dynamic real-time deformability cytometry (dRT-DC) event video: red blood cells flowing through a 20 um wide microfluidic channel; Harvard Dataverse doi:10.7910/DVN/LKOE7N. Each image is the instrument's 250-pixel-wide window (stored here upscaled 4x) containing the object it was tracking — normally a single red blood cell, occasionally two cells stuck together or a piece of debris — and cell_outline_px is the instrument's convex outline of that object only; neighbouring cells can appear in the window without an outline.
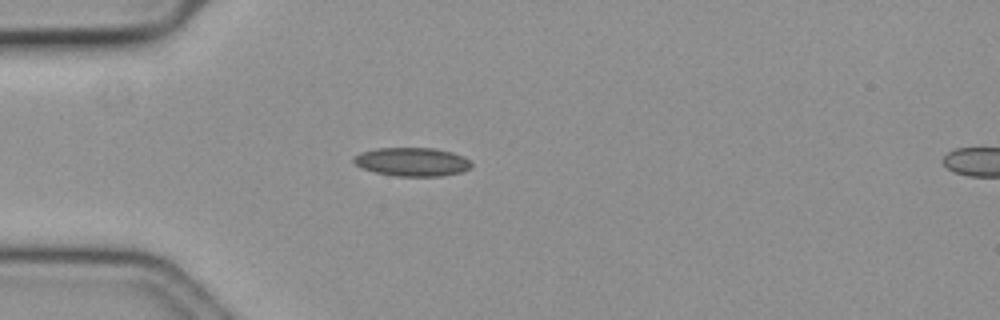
{"species": "common noctule bat (a hibernating species)", "species_latin": "Nyctalus noctula", "temperature_condition": "cold", "stored_images_in_passage": 52, "camera_frame_rate_fps": 3000, "um_per_image_px": 0.085, "animal": {"sex": "female", "body_mass_g": 19.3, "forearm_length_mm": 54.1}, "frame": {"image": 1, "passage_image": 10, "time_ms": 3.0, "image_size_px": [1000, 320], "cell_outline_px": [[472, 164], [468, 168], [460, 172], [440, 176], [396, 176], [376, 172], [364, 168], [356, 164], [352, 160], [352, 156], [360, 152], [376, 148], [436, 148], [452, 152], [464, 156]], "centroid_in_image_um": [35.0, 13.74], "position_along_channel_um": 50.0, "area_um2": 19.54}}
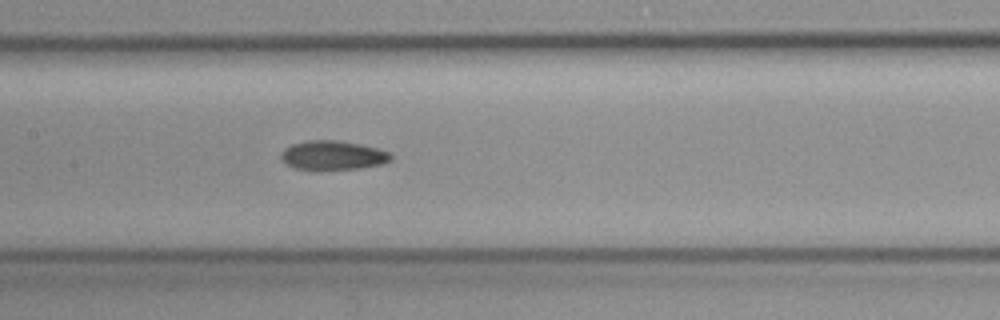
{"frame": {"image": 2, "passage_image": 22, "time_ms": 7.0, "image_size_px": [1000, 320], "cell_outline_px": [[392, 160], [384, 164], [360, 168], [296, 168], [280, 160], [280, 152], [284, 148], [292, 144], [308, 140], [336, 140], [360, 144], [376, 148], [388, 152], [392, 156]], "centroid_in_image_um": [28.29, 13.18], "position_along_channel_um": 179.1, "area_um2": 18.32}}
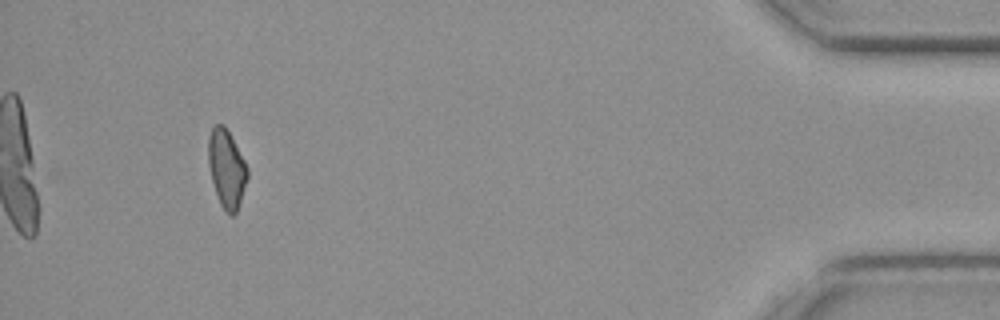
{"frame": {"image": 3, "passage_image": 48, "time_ms": 15.667, "image_size_px": [1000, 320], "cell_outline_px": [[248, 176], [236, 212], [232, 216], [228, 216], [220, 204], [212, 180], [208, 164], [208, 136], [212, 128], [216, 124], [224, 124], [244, 160], [248, 168]], "centroid_in_image_um": [19.25, 14.33], "position_along_channel_um": 416.0, "area_um2": 17.57}, "authors_computed_cell_mechanics": {"area_um2": 18.5827, "velocity_mm_per_s": 3.5631, "shape_relaxation_time_tau1_ms": null, "shape_relaxation_time_tau2_ms": 5.2347, "deformation_change_tau1": null, "deformation_change_tau2": 0.0861}}